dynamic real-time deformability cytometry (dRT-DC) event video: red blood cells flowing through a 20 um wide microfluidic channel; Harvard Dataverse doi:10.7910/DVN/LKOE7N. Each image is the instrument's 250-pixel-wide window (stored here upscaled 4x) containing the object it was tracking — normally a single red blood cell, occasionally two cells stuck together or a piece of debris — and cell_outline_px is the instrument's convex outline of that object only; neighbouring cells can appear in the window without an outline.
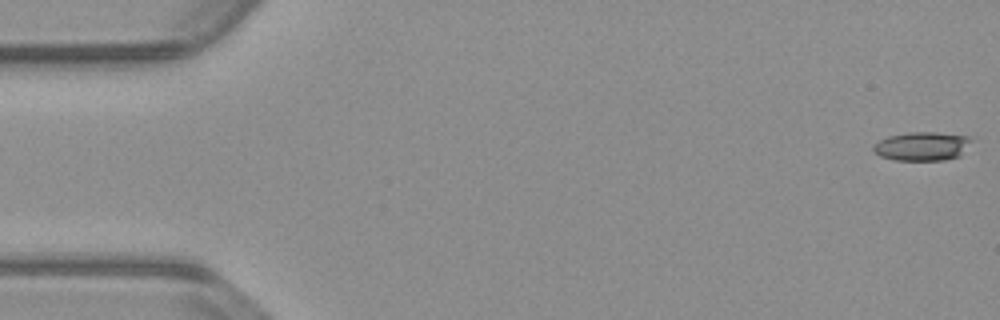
{"species": "common noctule bat (a hibernating species)", "species_latin": "Nyctalus noctula", "temperature_condition": "warm", "stored_images_in_passage": 54, "camera_frame_rate_fps": 3000, "um_per_image_px": 0.085, "animal": {"sex": "male", "body_mass_g": 23.1, "forearm_length_mm": 52.7}, "frame": {"image": 1, "passage_image": 1, "time_ms": 0.0, "image_size_px": [1000, 320], "cell_outline_px": [[972, 140], [960, 156], [944, 160], [896, 160], [880, 156], [872, 148], [880, 140], [888, 136], [908, 132], [936, 132], [968, 136]], "centroid_in_image_um": [78.39, 12.42], "position_along_channel_um": 6.6, "area_um2": 16.3}}
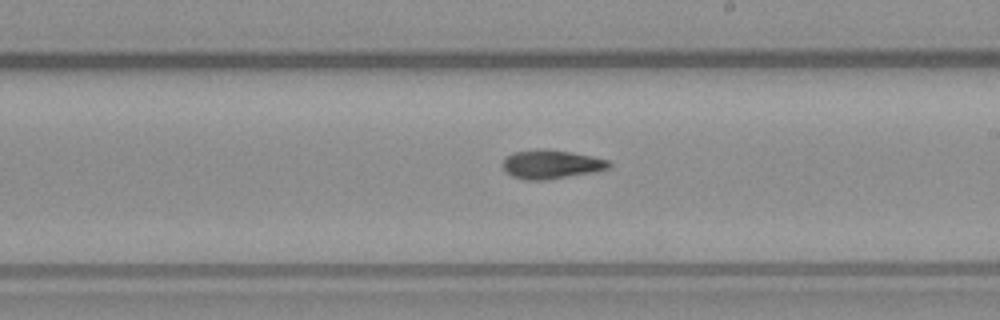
{"frame": {"image": 2, "passage_image": 31, "time_ms": 10.0, "image_size_px": [1000, 320], "cell_outline_px": [[612, 164], [608, 168], [596, 172], [548, 180], [524, 180], [512, 176], [504, 172], [504, 156], [512, 152], [536, 148], [544, 148], [592, 156], [608, 160]], "centroid_in_image_um": [46.82, 13.97], "position_along_channel_um": 242.2, "area_um2": 18.15}}
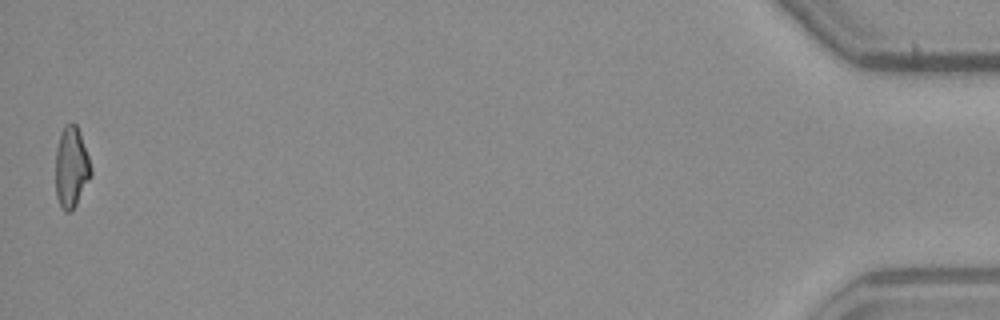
{"frame": {"image": 3, "passage_image": 54, "time_ms": 17.667, "image_size_px": [1000, 320], "cell_outline_px": [[92, 176], [72, 212], [64, 212], [60, 208], [56, 196], [56, 148], [64, 124], [76, 124], [80, 132], [88, 156], [92, 172]], "centroid_in_image_um": [6.06, 14.27], "position_along_channel_um": 429.1, "area_um2": 16.82}, "authors_computed_cell_mechanics": {"area_um2": 17.3111, "velocity_mm_per_s": 3.8182, "shape_relaxation_time_tau1_ms": 6.0915, "shape_relaxation_time_tau2_ms": 4.1801, "deformation_change_tau1": 0.1695, "deformation_change_tau2": 0.125}}